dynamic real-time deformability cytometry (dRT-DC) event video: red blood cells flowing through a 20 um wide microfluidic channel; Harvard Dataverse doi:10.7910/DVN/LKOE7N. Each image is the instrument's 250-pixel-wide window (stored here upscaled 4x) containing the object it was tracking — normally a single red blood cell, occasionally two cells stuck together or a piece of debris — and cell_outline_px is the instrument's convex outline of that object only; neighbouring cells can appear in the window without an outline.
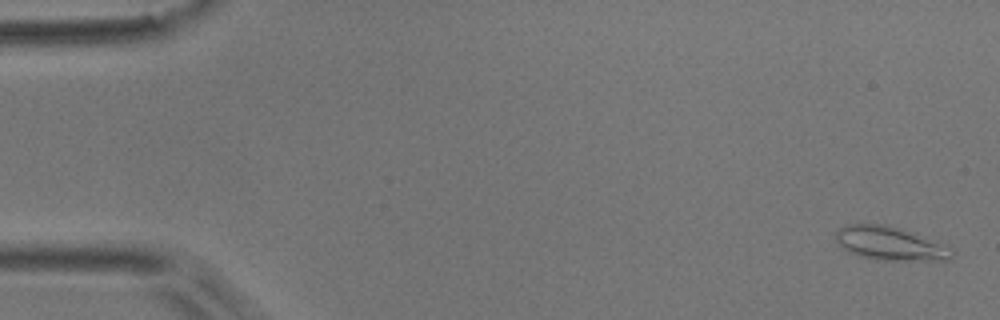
{"species": "common noctule bat (a hibernating species)", "species_latin": "Nyctalus noctula", "temperature_condition": "room temperature", "stored_images_in_passage": 3, "camera_frame_rate_fps": 3000, "um_per_image_px": 0.085, "animal": {"sex": "male", "body_mass_g": 17.9}, "frame": {"image": 1, "passage_image": 1, "time_ms": 0.0, "image_size_px": [1000, 320], "cell_outline_px": [[952, 256], [948, 260], [876, 260], [860, 256], [848, 252], [836, 240], [836, 228], [848, 224], [884, 224], [896, 228], [936, 244]], "centroid_in_image_um": [75.41, 20.7], "position_along_channel_um": 9.6, "area_um2": 21.33}}